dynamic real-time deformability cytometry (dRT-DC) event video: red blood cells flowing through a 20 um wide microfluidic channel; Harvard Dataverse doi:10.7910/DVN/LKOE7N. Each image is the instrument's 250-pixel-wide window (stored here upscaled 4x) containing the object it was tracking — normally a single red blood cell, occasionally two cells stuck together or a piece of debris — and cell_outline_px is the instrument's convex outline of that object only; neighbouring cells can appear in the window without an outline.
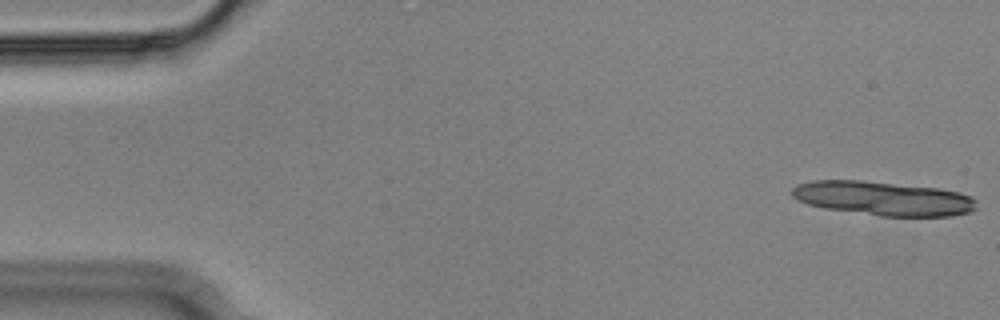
{"species": "Egyptian fruit bat (a non-hibernating species)", "species_latin": "Rousettus aegyptiacus", "temperature_condition": "cold", "stored_images_in_passage": 13, "camera_frame_rate_fps": 3000, "um_per_image_px": 0.085, "animal": {"sex": "male"}, "frame": {"image": 1, "passage_image": 1, "time_ms": 0.0, "image_size_px": [1000, 320], "cell_outline_px": [[976, 208], [972, 212], [952, 216], [880, 216], [824, 208], [808, 204], [796, 200], [792, 196], [792, 188], [796, 184], [812, 180], [860, 180], [940, 188], [972, 196], [976, 200]], "centroid_in_image_um": [75.07, 16.86], "position_along_channel_um": 9.9, "area_um2": 36.88}}